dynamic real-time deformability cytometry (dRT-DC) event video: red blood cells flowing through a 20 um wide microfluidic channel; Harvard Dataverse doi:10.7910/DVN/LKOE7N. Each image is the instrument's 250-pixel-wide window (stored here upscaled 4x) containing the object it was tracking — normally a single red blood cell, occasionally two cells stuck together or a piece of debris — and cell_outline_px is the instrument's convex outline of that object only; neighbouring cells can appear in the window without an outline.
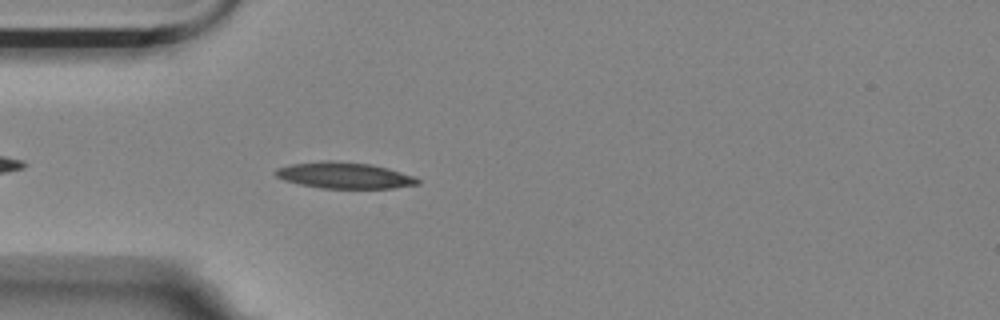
{"species": "Egyptian fruit bat (a non-hibernating species)", "species_latin": "Rousettus aegyptiacus", "temperature_condition": "room temperature", "stored_images_in_passage": 43, "camera_frame_rate_fps": 3000, "um_per_image_px": 0.085, "animal": {"sex": "female"}, "frame": {"image": 1, "passage_image": 3, "time_ms": 0.667, "image_size_px": [1000, 320], "cell_outline_px": [[420, 184], [392, 188], [320, 188], [300, 184], [284, 180], [276, 176], [272, 172], [276, 168], [292, 164], [320, 160], [332, 160], [372, 164], [388, 168], [416, 176], [420, 180]], "centroid_in_image_um": [29.27, 14.9], "position_along_channel_um": 55.7, "area_um2": 21.96}}
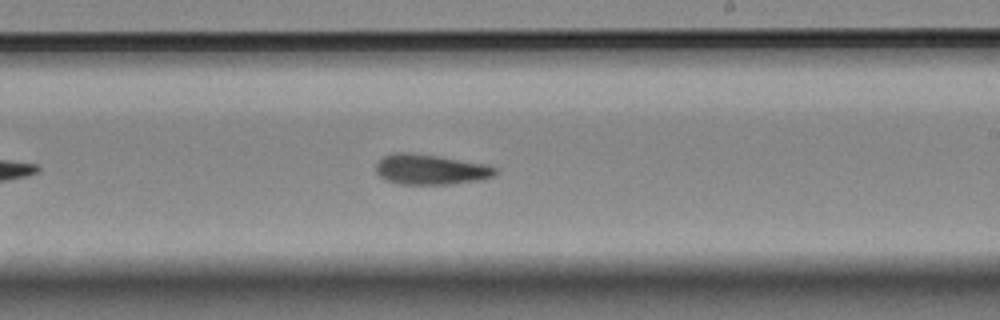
{"frame": {"image": 2, "passage_image": 20, "time_ms": 6.333, "image_size_px": [1000, 320], "cell_outline_px": [[496, 172], [492, 176], [480, 180], [448, 184], [400, 184], [384, 180], [376, 172], [376, 164], [384, 156], [396, 152], [408, 152], [436, 156], [480, 164], [496, 168]], "centroid_in_image_um": [36.51, 14.41], "position_along_channel_um": 252.5, "area_um2": 20.58}}
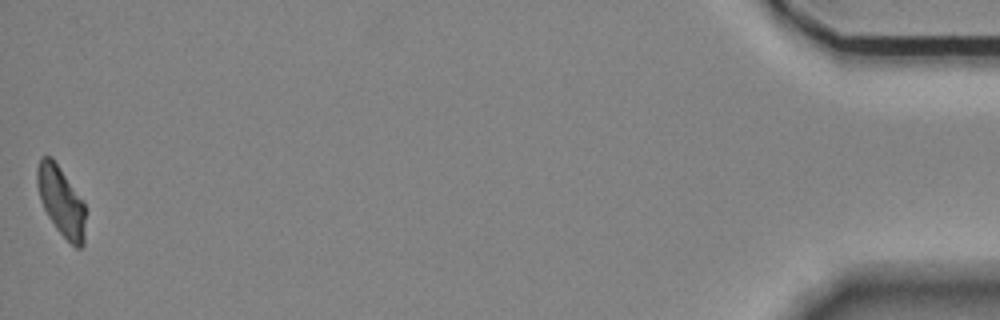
{"frame": {"image": 3, "passage_image": 43, "time_ms": 14.0, "image_size_px": [1000, 320], "cell_outline_px": [[84, 244], [80, 248], [76, 248], [56, 228], [48, 216], [40, 200], [36, 184], [36, 168], [40, 156], [52, 156], [84, 200]], "centroid_in_image_um": [5.17, 17.04], "position_along_channel_um": 430.0, "area_um2": 19.71}, "authors_computed_cell_mechanics": {"area_um2": 20.9236, "velocity_mm_per_s": 3.5423, "shape_relaxation_time_tau1_ms": 9.619, "shape_relaxation_time_tau2_ms": 5.5229, "deformation_change_tau1": 0.2182, "deformation_change_tau2": 0.1307}}